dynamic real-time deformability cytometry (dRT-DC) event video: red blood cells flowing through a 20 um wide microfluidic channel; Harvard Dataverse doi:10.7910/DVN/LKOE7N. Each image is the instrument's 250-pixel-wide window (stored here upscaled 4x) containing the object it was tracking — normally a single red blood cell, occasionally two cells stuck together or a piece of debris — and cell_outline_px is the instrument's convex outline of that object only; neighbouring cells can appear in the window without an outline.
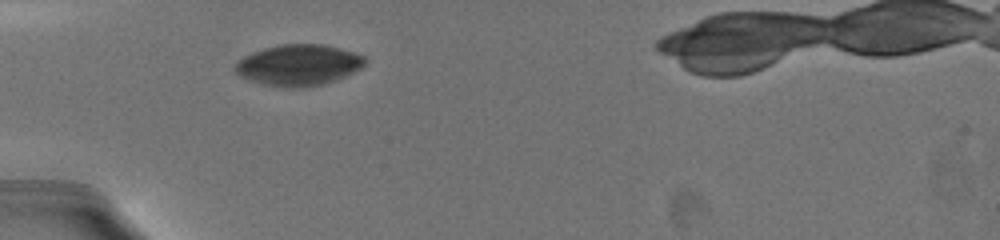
{"species": "common noctule bat (a hibernating species)", "species_latin": "Nyctalus noctula", "temperature_condition": "warm", "stored_images_in_passage": 18, "camera_frame_rate_fps": 3000, "um_per_image_px": 0.085, "animal": {"sex": "female", "body_mass_g": 19.5, "forearm_length_mm": 54.1}, "frame": {"image": 1, "passage_image": 1, "time_ms": 0.0, "image_size_px": [1000, 240], "cell_outline_px": [[368, 60], [360, 68], [344, 76], [324, 84], [304, 88], [280, 88], [264, 84], [240, 76], [232, 68], [236, 60], [252, 52], [264, 48], [280, 44], [324, 44], [352, 52], [364, 56]], "centroid_in_image_um": [25.33, 5.53], "position_along_channel_um": 59.7, "area_um2": 31.21}}
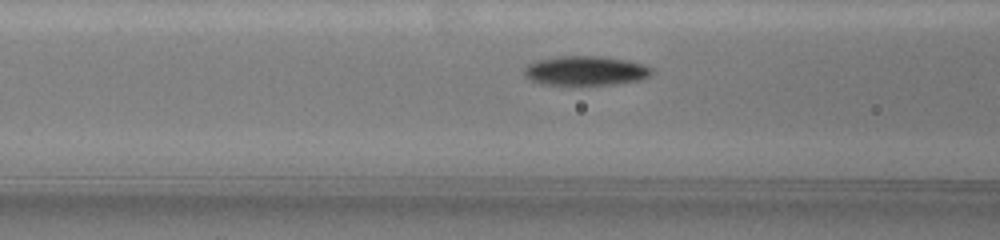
{"frame": {"image": 2, "passage_image": 6, "time_ms": 0.667, "image_size_px": [1000, 240], "cell_outline_px": [[652, 72], [648, 76], [640, 80], [616, 84], [544, 84], [532, 80], [524, 76], [524, 68], [528, 64], [540, 60], [560, 56], [600, 56], [628, 60], [652, 68]], "centroid_in_image_um": [49.78, 6.0], "position_along_channel_um": 116.8, "area_um2": 21.5}}
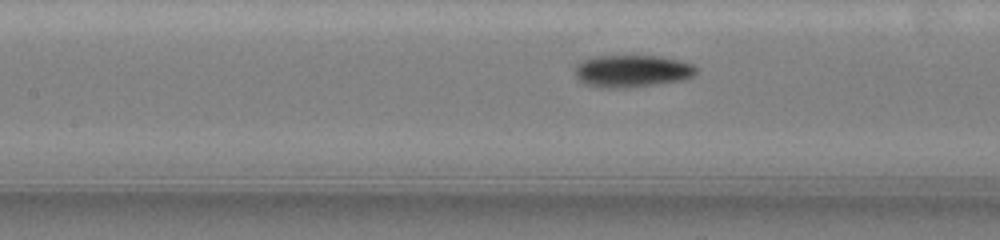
{"frame": {"image": 3, "passage_image": 13, "time_ms": 1.667, "image_size_px": [1000, 240], "cell_outline_px": [[696, 72], [692, 76], [684, 80], [628, 88], [600, 88], [588, 84], [580, 80], [576, 76], [576, 64], [592, 56], [660, 56], [692, 64], [696, 68]], "centroid_in_image_um": [53.71, 6.04], "position_along_channel_um": 153.7, "area_um2": 22.66}}